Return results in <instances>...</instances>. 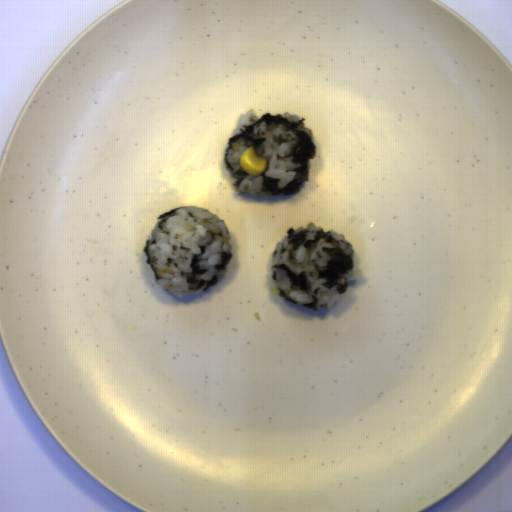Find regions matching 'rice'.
I'll return each instance as SVG.
<instances>
[{
    "label": "rice",
    "mask_w": 512,
    "mask_h": 512,
    "mask_svg": "<svg viewBox=\"0 0 512 512\" xmlns=\"http://www.w3.org/2000/svg\"><path fill=\"white\" fill-rule=\"evenodd\" d=\"M353 244L336 230L309 222L291 227L268 259L269 288L291 302L320 312L332 309L349 288L355 266Z\"/></svg>",
    "instance_id": "8eca5e8b"
},
{
    "label": "rice",
    "mask_w": 512,
    "mask_h": 512,
    "mask_svg": "<svg viewBox=\"0 0 512 512\" xmlns=\"http://www.w3.org/2000/svg\"><path fill=\"white\" fill-rule=\"evenodd\" d=\"M157 218L143 248L156 284L185 294L215 286L233 258L227 222L198 205L174 208Z\"/></svg>",
    "instance_id": "652b925c"
},
{
    "label": "rice",
    "mask_w": 512,
    "mask_h": 512,
    "mask_svg": "<svg viewBox=\"0 0 512 512\" xmlns=\"http://www.w3.org/2000/svg\"><path fill=\"white\" fill-rule=\"evenodd\" d=\"M306 118L285 112H266L258 118L254 109L240 113L223 154L228 172L236 179L232 184L237 194L250 193L271 197L298 193L309 176V160L317 156V143ZM254 145L257 154L269 161L261 176L246 174L239 158L246 148Z\"/></svg>",
    "instance_id": "023b6e5f"
}]
</instances>
